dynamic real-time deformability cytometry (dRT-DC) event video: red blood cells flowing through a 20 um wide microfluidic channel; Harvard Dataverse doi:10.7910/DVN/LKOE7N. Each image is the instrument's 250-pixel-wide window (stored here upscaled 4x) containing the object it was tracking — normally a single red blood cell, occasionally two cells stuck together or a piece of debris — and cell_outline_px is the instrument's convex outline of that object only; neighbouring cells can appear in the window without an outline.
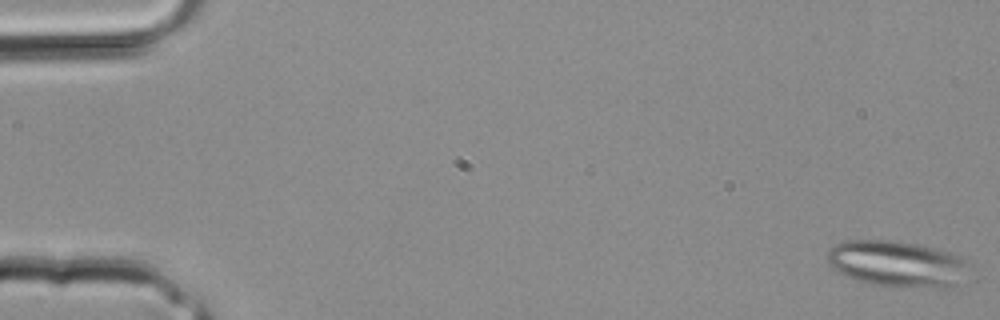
{"species": "common noctule bat (a hibernating species)", "species_latin": "Nyctalus noctula", "temperature_condition": "room temperature", "stored_images_in_passage": 35, "segment_of_instrument_passage": [1, 2], "camera_frame_rate_fps": 3000, "um_per_image_px": 0.085, "animal": {"sex": "male", "body_mass_g": 20.4}, "frame": {"image": 1, "passage_image": 1, "time_ms": 0.0, "image_size_px": [1000, 320], "cell_outline_px": [[972, 264], [952, 288], [940, 288], [872, 284], [848, 276], [840, 272], [828, 260], [828, 248], [836, 244], [848, 240], [892, 240], [916, 244], [936, 248], [964, 256]], "centroid_in_image_um": [76.33, 22.4], "position_along_channel_um": 8.7, "area_um2": 37.8}}